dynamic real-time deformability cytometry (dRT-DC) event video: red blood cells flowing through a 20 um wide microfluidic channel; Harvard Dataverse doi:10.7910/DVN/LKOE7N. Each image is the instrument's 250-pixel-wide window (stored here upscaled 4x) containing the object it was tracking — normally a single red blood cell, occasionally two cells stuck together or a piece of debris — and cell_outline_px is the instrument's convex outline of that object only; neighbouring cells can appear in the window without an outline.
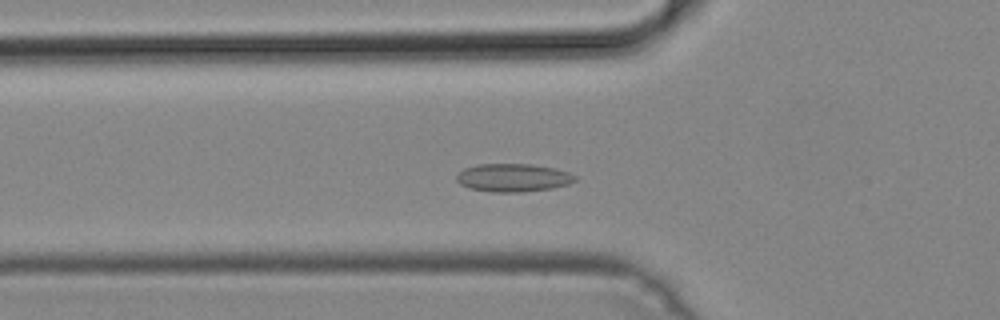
{"species": "common noctule bat (a hibernating species)", "species_latin": "Nyctalus noctula", "temperature_condition": "cold", "stored_images_in_passage": 47, "camera_frame_rate_fps": 3000, "um_per_image_px": 0.085, "animal": {"sex": "male", "body_mass_g": 19.2, "forearm_length_mm": 51.8}, "frame": {"image": 1, "passage_image": 14, "time_ms": 4.333, "image_size_px": [1000, 320], "cell_outline_px": [[576, 180], [568, 184], [552, 188], [520, 192], [492, 192], [468, 188], [460, 184], [456, 180], [456, 176], [464, 168], [476, 164], [532, 164], [556, 168], [568, 172], [576, 176]], "centroid_in_image_um": [43.6, 15.1], "position_along_channel_um": 82.2, "area_um2": 19.48}}
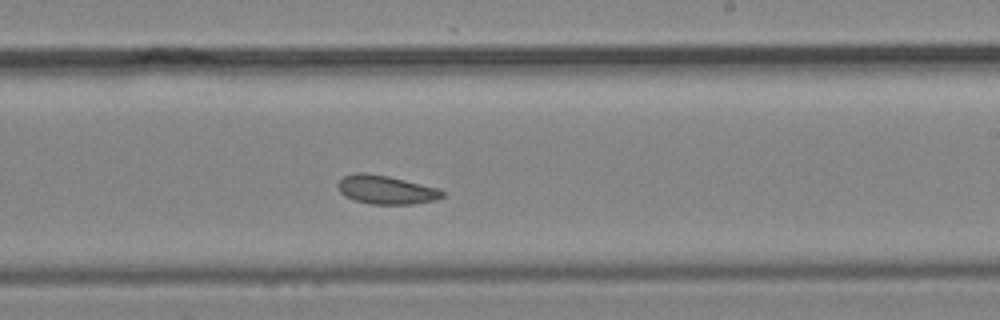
{"frame": {"image": 2, "passage_image": 27, "time_ms": 8.667, "image_size_px": [1000, 320], "cell_outline_px": [[444, 196], [436, 200], [412, 204], [372, 204], [352, 200], [344, 196], [340, 192], [336, 184], [344, 176], [356, 172], [364, 172], [388, 176], [440, 188], [444, 192]], "centroid_in_image_um": [32.81, 16.13], "position_along_channel_um": 256.2, "area_um2": 17.63}}
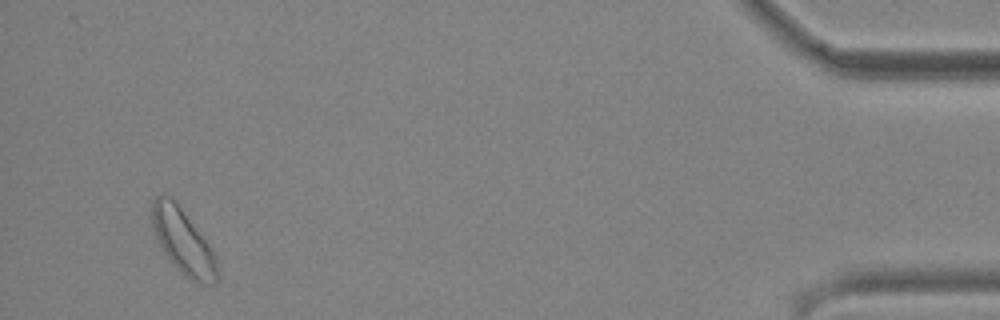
{"frame": {"image": 3, "passage_image": 45, "time_ms": 14.667, "image_size_px": [1000, 320], "cell_outline_px": [[220, 276], [216, 284], [212, 284], [188, 280], [176, 268], [160, 248], [152, 228], [152, 200], [160, 192], [164, 192], [172, 196], [208, 244], [216, 256], [220, 272]], "centroid_in_image_um": [15.55, 20.53], "position_along_channel_um": 419.6, "area_um2": 25.14}}